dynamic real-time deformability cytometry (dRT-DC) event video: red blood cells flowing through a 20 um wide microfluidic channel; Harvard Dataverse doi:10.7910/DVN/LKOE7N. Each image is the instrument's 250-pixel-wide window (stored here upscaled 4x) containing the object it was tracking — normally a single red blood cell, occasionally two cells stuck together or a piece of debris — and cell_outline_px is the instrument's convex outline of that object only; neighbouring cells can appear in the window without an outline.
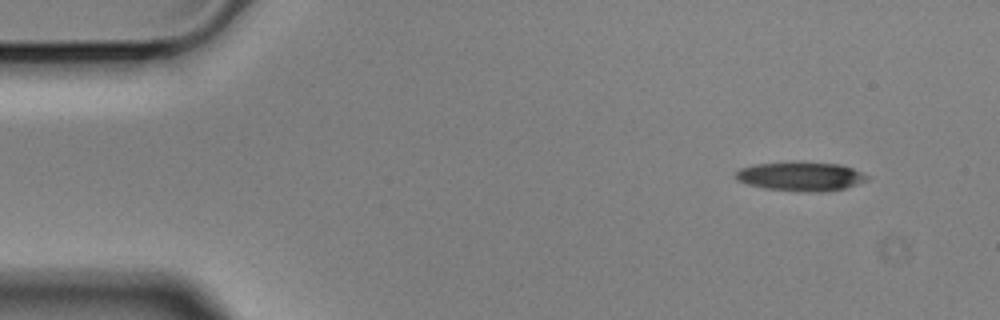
{"species": "Egyptian fruit bat (a non-hibernating species)", "species_latin": "Rousettus aegyptiacus", "temperature_condition": "cold", "stored_images_in_passage": 52, "camera_frame_rate_fps": 3000, "um_per_image_px": 0.085, "animal": {"sex": "male"}, "frame": {"image": 1, "passage_image": 1, "time_ms": 0.0, "image_size_px": [1000, 320], "cell_outline_px": [[872, 176], [868, 180], [844, 188], [816, 192], [808, 192], [764, 188], [748, 184], [736, 180], [736, 172], [740, 168], [752, 164], [796, 160], [800, 160], [840, 164], [852, 168]], "centroid_in_image_um": [68.06, 14.95], "position_along_channel_um": 16.9, "area_um2": 22.77}}
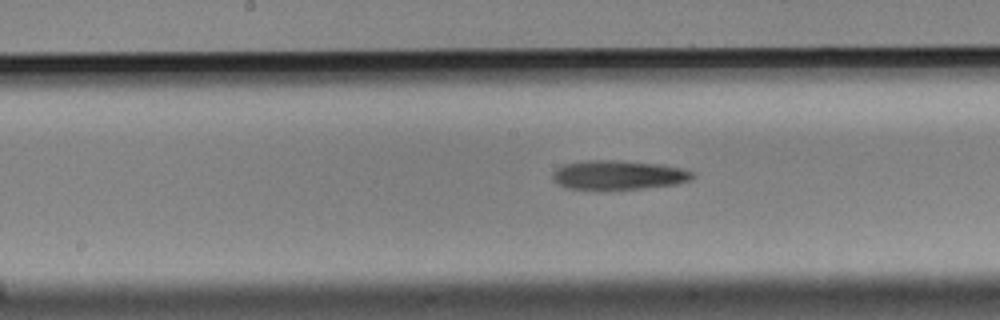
{"frame": {"image": 2, "passage_image": 24, "time_ms": 7.667, "image_size_px": [1000, 320], "cell_outline_px": [[696, 176], [692, 180], [676, 184], [604, 192], [596, 192], [568, 188], [556, 184], [552, 180], [552, 172], [556, 168], [564, 164], [584, 160], [620, 160], [656, 164], [684, 168], [696, 172]], "centroid_in_image_um": [52.52, 14.91], "position_along_channel_um": 195.7, "area_um2": 24.91}}
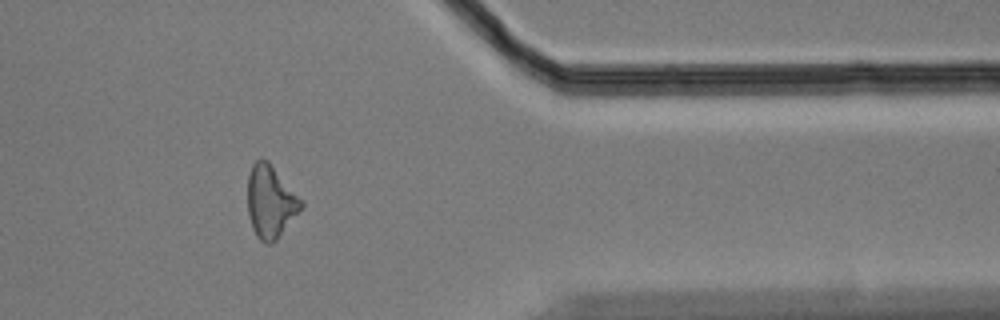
{"frame": {"image": 3, "passage_image": 42, "time_ms": 13.667, "image_size_px": [1000, 320], "cell_outline_px": [[304, 204], [276, 240], [272, 244], [264, 244], [256, 236], [252, 228], [248, 212], [248, 176], [252, 164], [260, 156], [268, 160], [304, 200]], "centroid_in_image_um": [22.99, 17.11], "position_along_channel_um": 388.4, "area_um2": 22.83}, "authors_computed_cell_mechanics": {"area_um2": 23.0333, "velocity_mm_per_s": 3.5331, "shape_relaxation_time_tau1_ms": 8.3434, "shape_relaxation_time_tau2_ms": null, "deformation_change_tau1": 0.2103, "deformation_change_tau2": null}}